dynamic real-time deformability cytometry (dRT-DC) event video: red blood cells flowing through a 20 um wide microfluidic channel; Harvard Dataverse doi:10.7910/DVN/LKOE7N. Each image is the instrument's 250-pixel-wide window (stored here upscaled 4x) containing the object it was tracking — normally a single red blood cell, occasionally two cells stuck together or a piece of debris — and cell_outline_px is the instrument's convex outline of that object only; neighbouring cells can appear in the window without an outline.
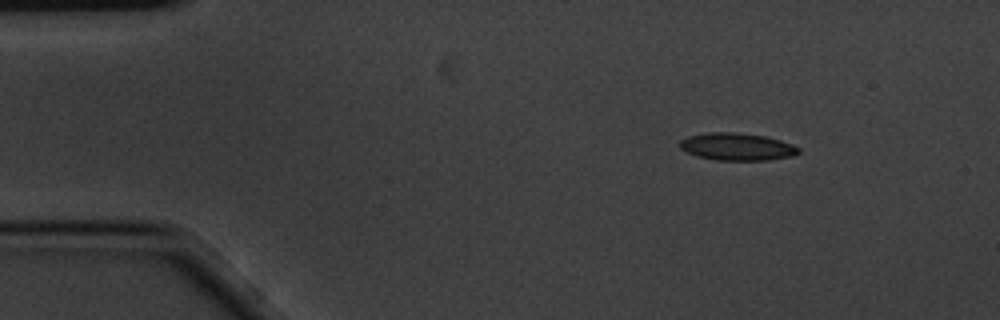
{"species": "common noctule bat (a hibernating species)", "species_latin": "Nyctalus noctula", "temperature_condition": "cold", "stored_images_in_passage": 7, "camera_frame_rate_fps": 3000, "um_per_image_px": 0.085, "animal": {"sex": "male", "body_mass_g": 20.1, "forearm_length_mm": 53.5}, "frame": {"image": 1, "passage_image": 3, "time_ms": 0.667, "image_size_px": [1000, 320], "cell_outline_px": [[800, 152], [792, 156], [768, 160], [716, 160], [696, 156], [680, 148], [680, 140], [688, 136], [708, 132], [732, 132], [764, 136], [780, 140], [792, 144], [800, 148]], "centroid_in_image_um": [62.64, 12.47], "position_along_channel_um": 22.4, "area_um2": 18.9}}
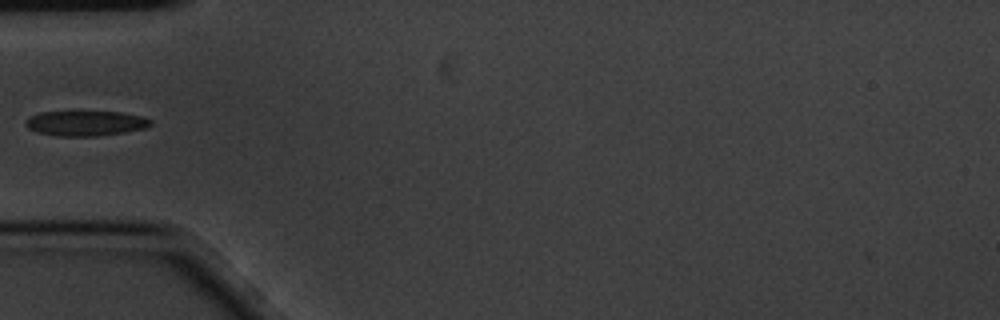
{"frame": {"image": 2, "passage_image": 6, "time_ms": 1.667, "image_size_px": [1000, 320], "cell_outline_px": [[152, 124], [148, 128], [124, 132], [96, 136], [56, 136], [36, 132], [28, 128], [24, 124], [24, 120], [28, 116], [40, 112], [120, 112], [140, 116], [152, 120]], "centroid_in_image_um": [7.24, 10.48], "position_along_channel_um": 77.8, "area_um2": 18.38}}
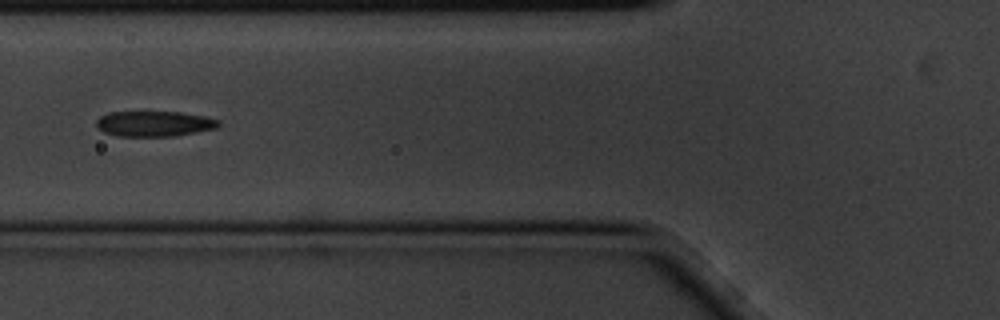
{"frame": {"image": 3, "passage_image": 7, "time_ms": 2.0, "image_size_px": [1000, 320], "cell_outline_px": [[220, 124], [216, 128], [176, 136], [116, 136], [104, 132], [96, 128], [96, 120], [100, 116], [108, 112], [180, 112], [204, 116], [220, 120]], "centroid_in_image_um": [13.08, 10.52], "position_along_channel_um": 112.7, "area_um2": 18.21}}